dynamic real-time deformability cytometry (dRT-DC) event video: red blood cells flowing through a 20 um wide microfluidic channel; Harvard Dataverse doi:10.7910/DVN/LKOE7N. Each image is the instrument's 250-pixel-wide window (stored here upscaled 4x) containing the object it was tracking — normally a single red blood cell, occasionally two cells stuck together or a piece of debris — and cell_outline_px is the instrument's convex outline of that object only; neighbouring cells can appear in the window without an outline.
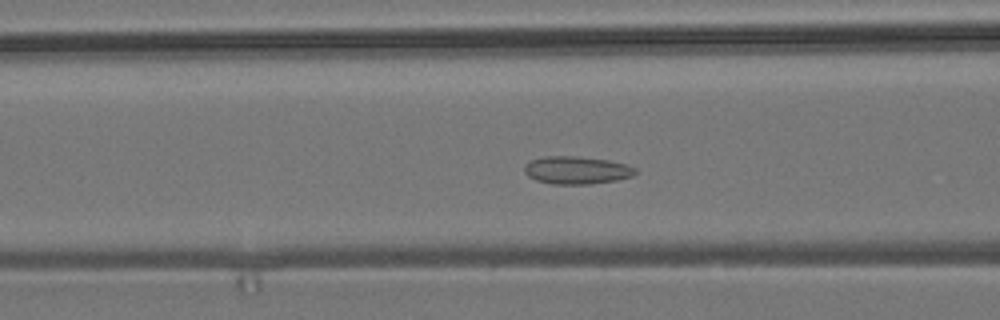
{"species": "common noctule bat (a hibernating species)", "species_latin": "Nyctalus noctula", "temperature_condition": "room temperature", "stored_images_in_passage": 56, "camera_frame_rate_fps": 3000, "um_per_image_px": 0.085, "animal": {"sex": "male", "body_mass_g": 19.2, "forearm_length_mm": 51.8}, "frame": {"image": 1, "passage_image": 22, "time_ms": 7.0, "image_size_px": [1000, 320], "cell_outline_px": [[636, 172], [632, 176], [616, 180], [588, 184], [552, 184], [536, 180], [528, 176], [524, 172], [524, 164], [532, 160], [544, 156], [580, 156], [608, 160], [624, 164], [636, 168]], "centroid_in_image_um": [48.98, 14.46], "position_along_channel_um": 117.6, "area_um2": 17.92}}
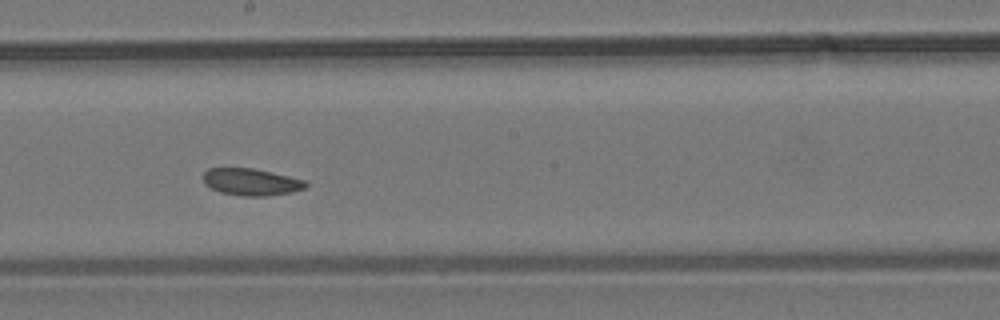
{"frame": {"image": 2, "passage_image": 31, "time_ms": 10.0, "image_size_px": [1000, 320], "cell_outline_px": [[308, 184], [304, 188], [292, 192], [268, 196], [244, 196], [220, 192], [204, 184], [204, 172], [208, 168], [252, 168], [288, 176], [304, 180]], "centroid_in_image_um": [21.34, 15.47], "position_along_channel_um": 226.9, "area_um2": 15.95}}
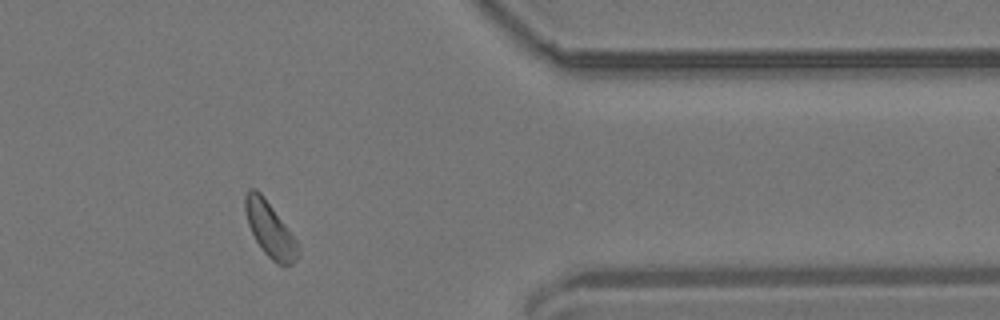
{"frame": {"image": 3, "passage_image": 46, "time_ms": 15.0, "image_size_px": [1000, 320], "cell_outline_px": [[300, 252], [296, 260], [292, 264], [284, 268], [276, 264], [264, 252], [256, 240], [248, 224], [244, 208], [244, 196], [248, 188], [256, 188], [260, 192], [300, 244]], "centroid_in_image_um": [22.96, 19.54], "position_along_channel_um": 388.4, "area_um2": 17.05}}